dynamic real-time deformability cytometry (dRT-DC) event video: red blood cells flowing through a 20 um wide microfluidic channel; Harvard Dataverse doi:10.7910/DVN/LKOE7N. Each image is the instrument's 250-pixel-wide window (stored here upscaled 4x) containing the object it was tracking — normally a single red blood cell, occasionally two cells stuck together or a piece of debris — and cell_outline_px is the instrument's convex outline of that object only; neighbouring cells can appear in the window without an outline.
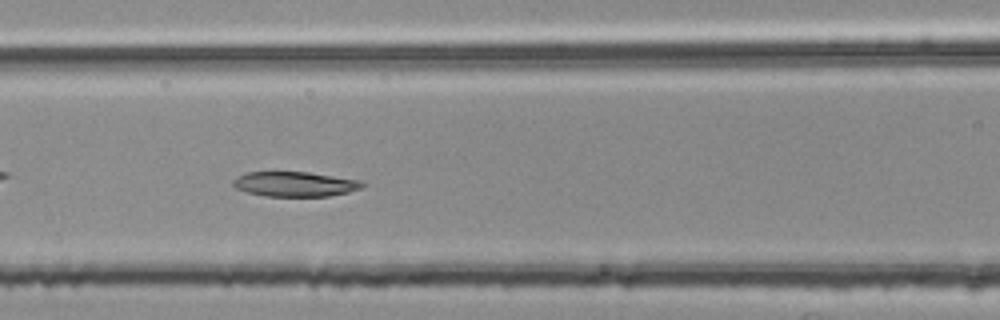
{"species": "common noctule bat (a hibernating species)", "species_latin": "Nyctalus noctula", "temperature_condition": "room temperature", "stored_images_in_passage": 38, "camera_frame_rate_fps": 3000, "um_per_image_px": 0.085, "animal": {"sex": "female", "body_mass_g": 25.1}, "frame": {"image": 1, "passage_image": 9, "time_ms": 2.667, "image_size_px": [1000, 320], "cell_outline_px": [[364, 184], [360, 188], [348, 192], [328, 196], [264, 196], [248, 192], [236, 188], [232, 184], [232, 180], [248, 172], [308, 172], [360, 180]], "centroid_in_image_um": [25.06, 15.65], "position_along_channel_um": 141.5, "area_um2": 18.5}}
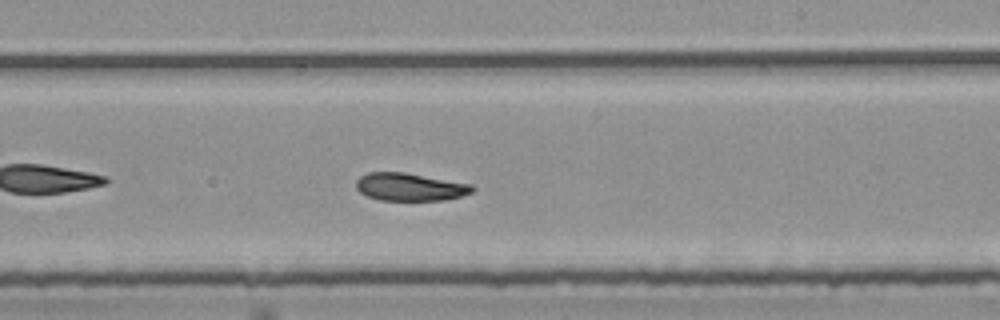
{"frame": {"image": 2, "passage_image": 18, "time_ms": 5.667, "image_size_px": [1000, 320], "cell_outline_px": [[476, 188], [472, 192], [460, 196], [444, 200], [380, 200], [368, 196], [360, 192], [356, 188], [356, 180], [360, 176], [368, 172], [404, 172], [472, 184]], "centroid_in_image_um": [34.84, 15.88], "position_along_channel_um": 254.2, "area_um2": 18.79}}
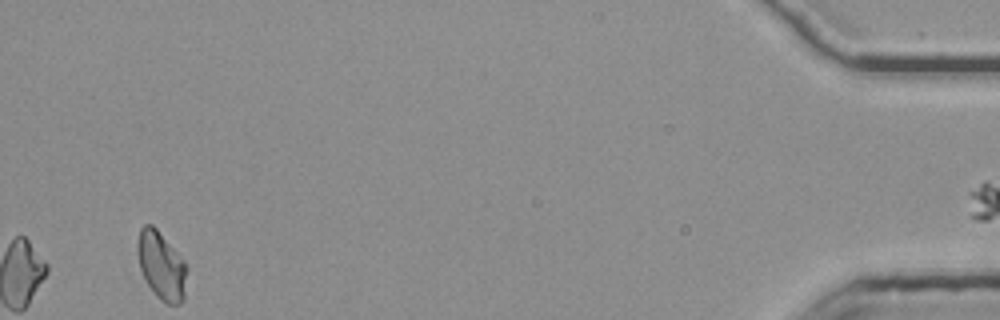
{"frame": {"image": 3, "passage_image": 38, "time_ms": 12.333, "image_size_px": [1000, 320], "cell_outline_px": [[184, 300], [180, 304], [168, 304], [160, 300], [156, 296], [148, 284], [140, 268], [136, 252], [136, 248], [140, 228], [144, 224], [152, 224], [156, 228], [184, 260]], "centroid_in_image_um": [13.67, 22.56], "position_along_channel_um": 421.5, "area_um2": 19.13}, "authors_computed_cell_mechanics": {"area_um2": 19.1607, "velocity_mm_per_s": 3.7683, "shape_relaxation_time_tau1_ms": null, "shape_relaxation_time_tau2_ms": 6.3948, "deformation_change_tau1": null, "deformation_change_tau2": 0.1244}}